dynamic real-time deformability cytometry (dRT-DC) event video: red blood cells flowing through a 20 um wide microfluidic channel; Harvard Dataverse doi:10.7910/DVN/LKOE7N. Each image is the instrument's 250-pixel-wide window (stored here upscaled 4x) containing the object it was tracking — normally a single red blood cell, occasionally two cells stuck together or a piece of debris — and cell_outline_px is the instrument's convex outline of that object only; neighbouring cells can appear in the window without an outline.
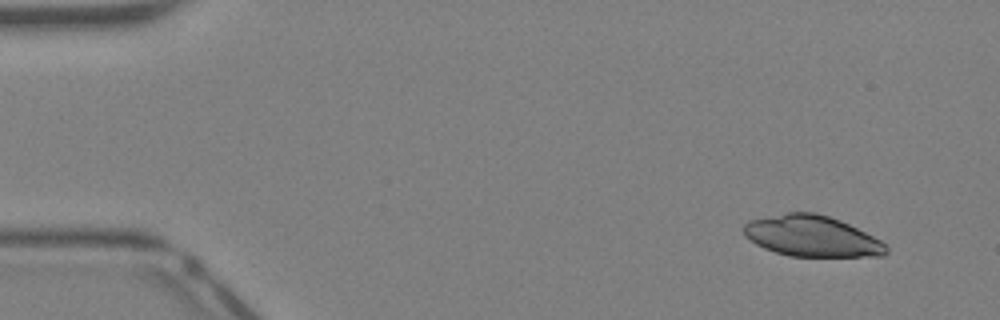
{"species": "Egyptian fruit bat (a non-hibernating species)", "species_latin": "Rousettus aegyptiacus", "temperature_condition": "warm", "stored_images_in_passage": 22, "camera_frame_rate_fps": 3000, "um_per_image_px": 0.085, "animal": {"sex": "female"}, "frame": {"image": 1, "passage_image": 1, "time_ms": 0.0, "image_size_px": [1000, 320], "cell_outline_px": [[888, 252], [884, 256], [788, 256], [764, 248], [756, 244], [744, 236], [744, 224], [748, 220], [788, 212], [816, 212], [840, 220], [880, 240], [888, 248]], "centroid_in_image_um": [68.98, 20.07], "position_along_channel_um": 16.0, "area_um2": 33.87}}